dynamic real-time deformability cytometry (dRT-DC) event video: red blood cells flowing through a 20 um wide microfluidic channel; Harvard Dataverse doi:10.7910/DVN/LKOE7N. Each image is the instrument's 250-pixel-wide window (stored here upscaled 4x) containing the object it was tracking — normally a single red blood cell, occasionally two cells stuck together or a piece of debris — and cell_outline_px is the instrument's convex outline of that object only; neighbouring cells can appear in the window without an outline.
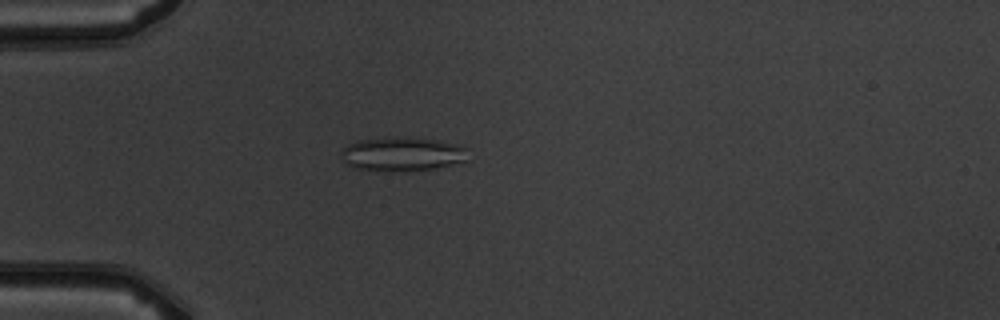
{"species": "common noctule bat (a hibernating species)", "species_latin": "Nyctalus noctula", "temperature_condition": "warm", "stored_images_in_passage": 6, "camera_frame_rate_fps": 3000, "um_per_image_px": 0.085, "animal": {"sex": "male", "body_mass_g": 19.5, "forearm_length_mm": 54.6}, "frame": {"image": 1, "passage_image": 5, "time_ms": 4.667, "image_size_px": [1000, 320], "cell_outline_px": [[468, 148], [464, 160], [432, 168], [392, 172], [356, 168], [344, 164], [340, 156], [340, 152], [348, 144], [360, 140], [436, 140], [456, 144]], "centroid_in_image_um": [34.11, 13.14], "position_along_channel_um": 50.9, "area_um2": 23.81}}